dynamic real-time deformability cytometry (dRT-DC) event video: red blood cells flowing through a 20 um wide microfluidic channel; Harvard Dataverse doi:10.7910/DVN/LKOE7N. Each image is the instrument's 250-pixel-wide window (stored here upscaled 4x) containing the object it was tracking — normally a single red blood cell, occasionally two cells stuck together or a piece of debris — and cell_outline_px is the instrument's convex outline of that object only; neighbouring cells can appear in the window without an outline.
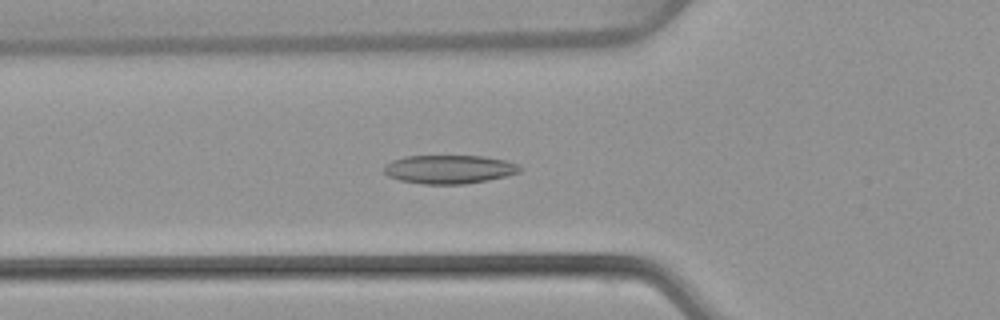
{"species": "common noctule bat (a hibernating species)", "species_latin": "Nyctalus noctula", "temperature_condition": "warm", "stored_images_in_passage": 37, "camera_frame_rate_fps": 3000, "um_per_image_px": 0.085, "animal": {"sex": "female", "body_mass_g": 22.7, "forearm_length_mm": 54.2}, "frame": {"image": 1, "passage_image": 3, "time_ms": 0.667, "image_size_px": [1000, 320], "cell_outline_px": [[524, 168], [520, 172], [508, 176], [488, 180], [464, 184], [424, 184], [400, 180], [388, 176], [384, 172], [384, 164], [392, 160], [404, 156], [484, 156], [504, 160], [520, 164]], "centroid_in_image_um": [38.22, 14.39], "position_along_channel_um": 87.6, "area_um2": 22.89}}
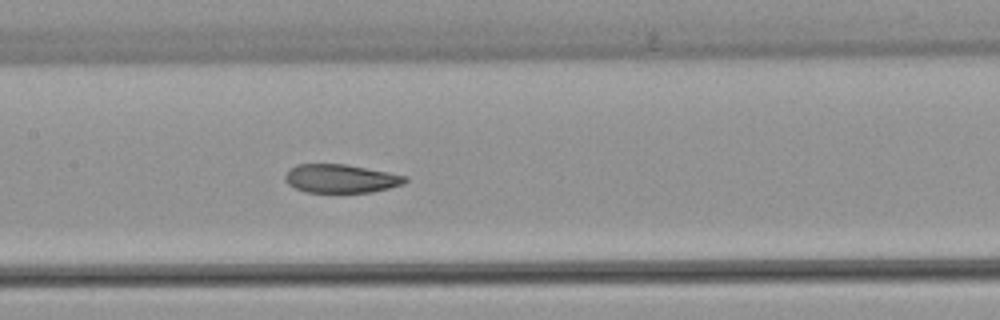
{"frame": {"image": 2, "passage_image": 10, "time_ms": 3.0, "image_size_px": [1000, 320], "cell_outline_px": [[408, 180], [404, 184], [372, 192], [304, 192], [288, 184], [284, 180], [284, 176], [288, 168], [296, 164], [344, 164], [388, 172], [408, 176]], "centroid_in_image_um": [28.94, 15.17], "position_along_channel_um": 178.5, "area_um2": 20.06}}
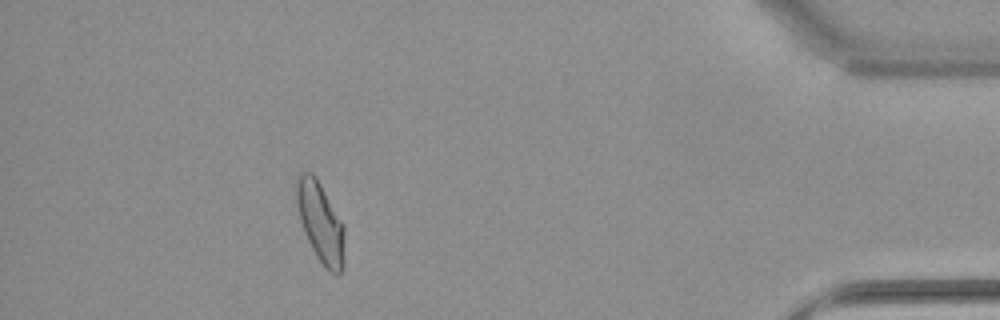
{"frame": {"image": 3, "passage_image": 32, "time_ms": 10.333, "image_size_px": [1000, 320], "cell_outline_px": [[344, 268], [336, 276], [324, 268], [316, 256], [304, 232], [300, 220], [296, 200], [296, 180], [300, 172], [312, 172], [316, 176], [344, 224]], "centroid_in_image_um": [27.25, 18.92], "position_along_channel_um": 407.9, "area_um2": 22.72}, "authors_computed_cell_mechanics": {"area_um2": 21.2126, "velocity_mm_per_s": 3.8637, "shape_relaxation_time_tau1_ms": 8.9602, "shape_relaxation_time_tau2_ms": 2.6888, "deformation_change_tau1": 0.216, "deformation_change_tau2": 0.0835}}